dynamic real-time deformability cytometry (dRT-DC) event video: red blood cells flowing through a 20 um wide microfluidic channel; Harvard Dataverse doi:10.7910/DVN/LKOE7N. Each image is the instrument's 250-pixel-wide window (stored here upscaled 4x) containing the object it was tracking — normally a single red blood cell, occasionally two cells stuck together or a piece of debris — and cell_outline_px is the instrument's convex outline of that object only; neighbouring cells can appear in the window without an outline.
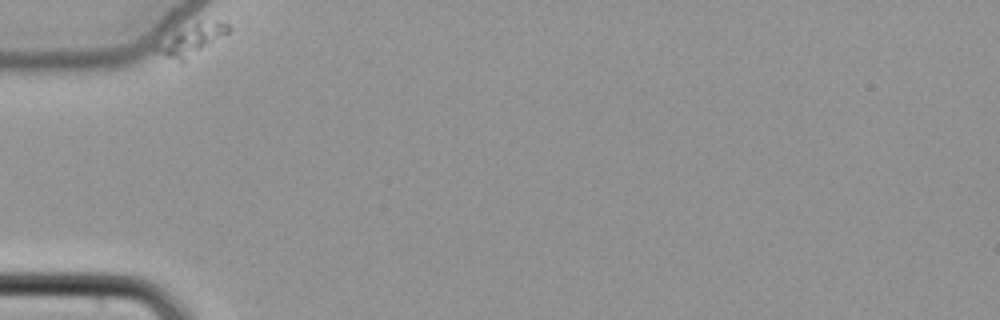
{"species": "common noctule bat (a hibernating species)", "species_latin": "Nyctalus noctula", "temperature_condition": "cold", "stored_images_in_passage": 45, "camera_frame_rate_fps": 3000, "um_per_image_px": 0.085, "animal": {"sex": "female", "body_mass_g": 22.7, "forearm_length_mm": 54.2}, "frame": {"image": 1, "passage_image": 1, "time_ms": 0.0, "image_size_px": [1000, 320], "cell_outline_px": [[232, 28], [228, 32], [184, 64], [164, 56], [156, 52], [152, 48], [176, 32], [196, 24], [228, 24]], "centroid_in_image_um": [16.23, 3.52], "position_along_channel_um": 68.8, "area_um2": 12.08}}
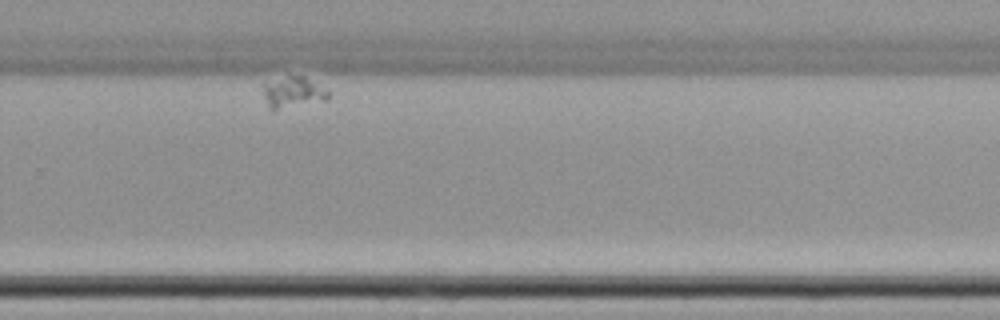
{"frame": {"image": 2, "passage_image": 37, "time_ms": 12.0, "image_size_px": [1000, 320], "cell_outline_px": [[332, 92], [328, 100], [272, 112], [268, 108], [260, 84], [288, 76], [304, 76], [328, 88]], "centroid_in_image_um": [24.94, 7.88], "position_along_channel_um": 304.9, "area_um2": 12.6}}
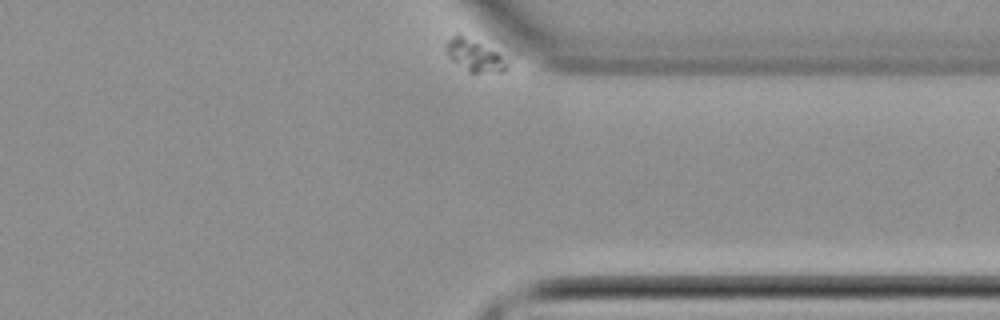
{"frame": {"image": 3, "passage_image": 45, "time_ms": 14.667, "image_size_px": [1000, 320], "cell_outline_px": [[504, 68], [500, 72], [468, 72], [452, 60], [448, 56], [444, 48], [444, 44], [456, 32], [496, 52], [504, 60]], "centroid_in_image_um": [40.2, 4.69], "position_along_channel_um": 371.2, "area_um2": 10.81}}